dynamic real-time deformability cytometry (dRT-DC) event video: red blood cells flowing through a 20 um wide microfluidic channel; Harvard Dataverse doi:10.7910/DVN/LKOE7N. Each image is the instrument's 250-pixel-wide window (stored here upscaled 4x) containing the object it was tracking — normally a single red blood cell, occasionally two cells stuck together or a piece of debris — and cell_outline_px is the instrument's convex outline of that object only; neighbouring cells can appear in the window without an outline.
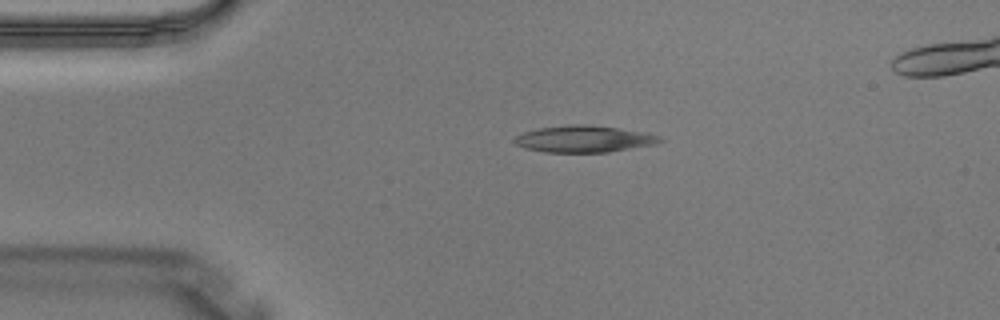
{"species": "Egyptian fruit bat (a non-hibernating species)", "species_latin": "Rousettus aegyptiacus", "temperature_condition": "warm", "stored_images_in_passage": 4, "camera_frame_rate_fps": 3000, "um_per_image_px": 0.085, "animal": {"sex": "male"}, "frame": {"image": 1, "passage_image": 4, "time_ms": 1.0, "image_size_px": [1000, 320], "cell_outline_px": [[664, 140], [656, 144], [608, 152], [544, 152], [524, 148], [516, 144], [512, 140], [516, 136], [524, 132], [540, 128], [568, 124], [592, 124], [648, 132], [660, 136]], "centroid_in_image_um": [49.68, 11.8], "position_along_channel_um": 35.3, "area_um2": 22.89}}